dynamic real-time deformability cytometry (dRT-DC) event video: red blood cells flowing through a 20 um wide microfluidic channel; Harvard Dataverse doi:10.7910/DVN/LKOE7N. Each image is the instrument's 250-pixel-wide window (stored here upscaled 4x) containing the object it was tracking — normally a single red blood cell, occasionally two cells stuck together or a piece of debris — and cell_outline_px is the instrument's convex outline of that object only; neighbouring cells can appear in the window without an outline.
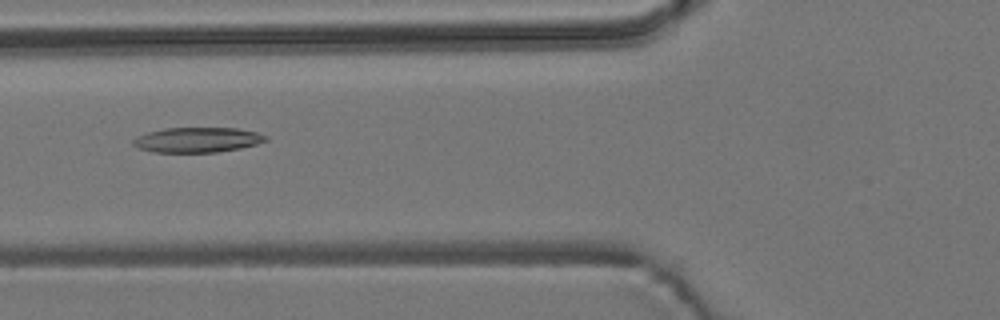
{"species": "common noctule bat (a hibernating species)", "species_latin": "Nyctalus noctula", "temperature_condition": "room temperature", "stored_images_in_passage": 7, "camera_frame_rate_fps": 3000, "um_per_image_px": 0.085, "animal": {"sex": "male", "body_mass_g": 19.2, "forearm_length_mm": 51.8}, "frame": {"image": 1, "passage_image": 2, "time_ms": 1.333, "image_size_px": [1000, 320], "cell_outline_px": [[268, 140], [256, 144], [240, 148], [216, 152], [156, 152], [140, 148], [132, 144], [132, 140], [136, 136], [148, 132], [164, 128], [236, 128], [256, 132], [268, 136]], "centroid_in_image_um": [16.78, 11.88], "position_along_channel_um": 109.0, "area_um2": 19.25}}
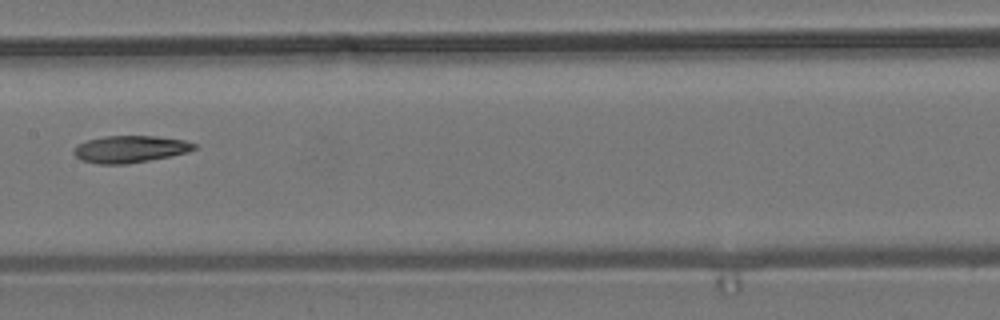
{"frame": {"image": 2, "passage_image": 4, "time_ms": 3.667, "image_size_px": [1000, 320], "cell_outline_px": [[196, 148], [188, 152], [128, 164], [100, 164], [80, 160], [72, 152], [80, 144], [88, 140], [104, 136], [156, 136], [184, 140], [196, 144]], "centroid_in_image_um": [11.06, 12.67], "position_along_channel_um": 196.3, "area_um2": 18.73}}
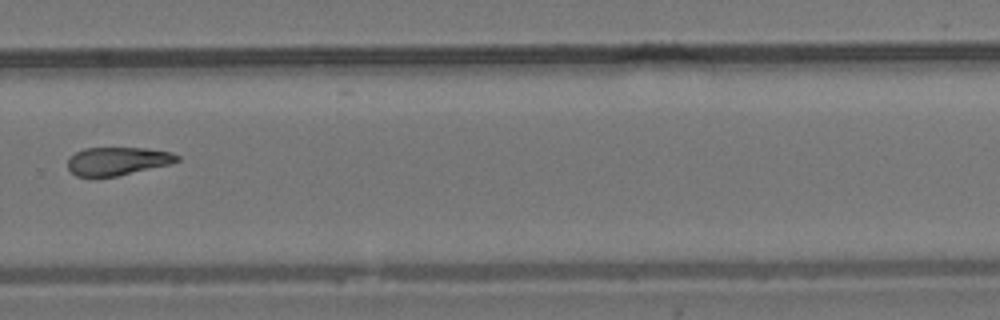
{"frame": {"image": 3, "passage_image": 7, "time_ms": 7.0, "image_size_px": [1000, 320], "cell_outline_px": [[180, 160], [168, 164], [116, 176], [76, 176], [68, 168], [68, 156], [84, 148], [144, 148], [172, 152], [180, 156]], "centroid_in_image_um": [9.97, 13.68], "position_along_channel_um": 319.8, "area_um2": 17.74}}